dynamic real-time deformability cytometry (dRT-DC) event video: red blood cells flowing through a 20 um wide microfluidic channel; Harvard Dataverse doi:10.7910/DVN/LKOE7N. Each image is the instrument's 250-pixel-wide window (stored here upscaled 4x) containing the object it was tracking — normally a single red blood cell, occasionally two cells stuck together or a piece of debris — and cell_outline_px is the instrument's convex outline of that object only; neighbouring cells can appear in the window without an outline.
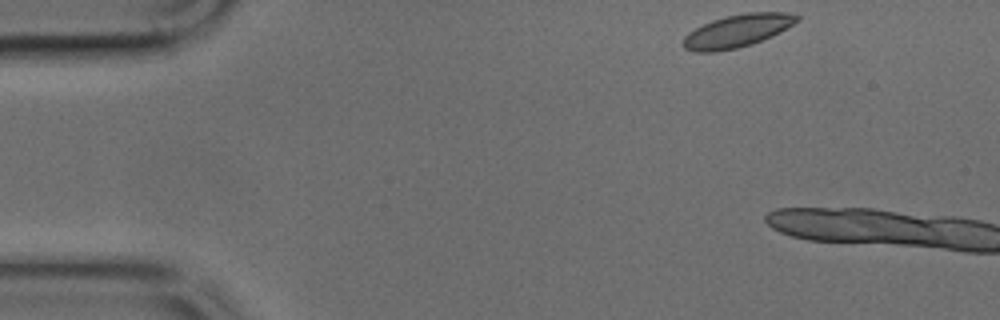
{"species": "common noctule bat (a hibernating species)", "species_latin": "Nyctalus noctula", "temperature_condition": "cold", "stored_images_in_passage": 3, "camera_frame_rate_fps": 3000, "um_per_image_px": 0.085, "animal": {"sex": "male", "body_mass_g": 17.9, "forearm_length_mm": 54.2}, "frame": {"image": 1, "passage_image": 1, "time_ms": 0.0, "image_size_px": [1000, 320], "cell_outline_px": [[800, 20], [780, 32], [772, 36], [752, 44], [736, 48], [716, 52], [696, 52], [684, 48], [684, 36], [688, 32], [712, 20], [724, 16], [744, 12], [788, 12], [800, 16]], "centroid_in_image_um": [62.7, 2.61], "position_along_channel_um": 22.3, "area_um2": 21.79}}